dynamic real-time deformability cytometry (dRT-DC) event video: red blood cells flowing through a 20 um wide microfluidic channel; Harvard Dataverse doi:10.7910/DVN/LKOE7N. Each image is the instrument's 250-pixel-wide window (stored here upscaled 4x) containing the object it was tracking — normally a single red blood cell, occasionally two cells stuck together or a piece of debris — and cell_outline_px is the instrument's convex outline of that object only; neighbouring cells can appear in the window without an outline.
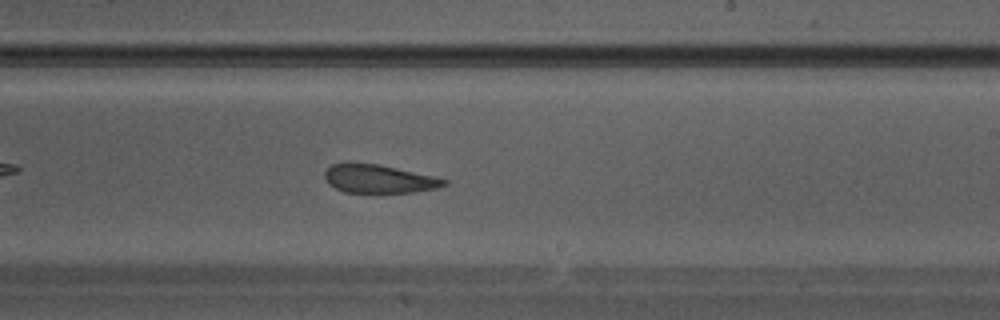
{"species": "Egyptian fruit bat (a non-hibernating species)", "species_latin": "Rousettus aegyptiacus", "temperature_condition": "warm", "stored_images_in_passage": 34, "camera_frame_rate_fps": 3000, "um_per_image_px": 0.085, "animal": {"sex": "male"}, "frame": {"image": 1, "passage_image": 20, "time_ms": 6.333, "image_size_px": [1000, 320], "cell_outline_px": [[448, 184], [436, 188], [412, 192], [344, 192], [328, 184], [324, 176], [324, 172], [332, 164], [348, 160], [380, 164], [432, 176], [448, 180]], "centroid_in_image_um": [32.13, 15.16], "position_along_channel_um": 256.9, "area_um2": 20.0}}